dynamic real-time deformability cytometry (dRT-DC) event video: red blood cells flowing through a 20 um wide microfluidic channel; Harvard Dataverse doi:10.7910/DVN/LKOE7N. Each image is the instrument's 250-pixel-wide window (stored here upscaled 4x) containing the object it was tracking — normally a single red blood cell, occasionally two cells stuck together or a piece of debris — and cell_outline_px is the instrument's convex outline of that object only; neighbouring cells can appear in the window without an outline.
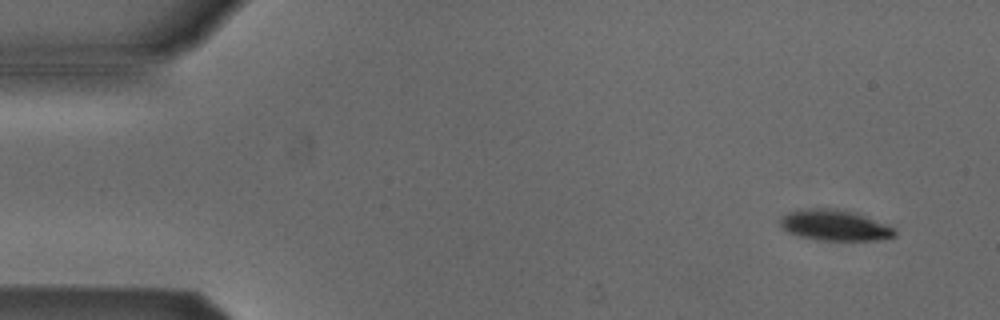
{"species": "Egyptian fruit bat (a non-hibernating species)", "species_latin": "Rousettus aegyptiacus", "temperature_condition": "cold", "stored_images_in_passage": 4, "camera_frame_rate_fps": 3000, "um_per_image_px": 0.085, "animal": {"sex": "male"}, "frame": {"image": 1, "passage_image": 1, "time_ms": 0.0, "image_size_px": [1000, 320], "cell_outline_px": [[896, 236], [884, 240], [816, 240], [800, 236], [788, 232], [780, 224], [780, 220], [788, 212], [816, 208], [836, 208], [856, 212], [896, 228]], "centroid_in_image_um": [71.03, 19.15], "position_along_channel_um": 14.0, "area_um2": 20.58}}